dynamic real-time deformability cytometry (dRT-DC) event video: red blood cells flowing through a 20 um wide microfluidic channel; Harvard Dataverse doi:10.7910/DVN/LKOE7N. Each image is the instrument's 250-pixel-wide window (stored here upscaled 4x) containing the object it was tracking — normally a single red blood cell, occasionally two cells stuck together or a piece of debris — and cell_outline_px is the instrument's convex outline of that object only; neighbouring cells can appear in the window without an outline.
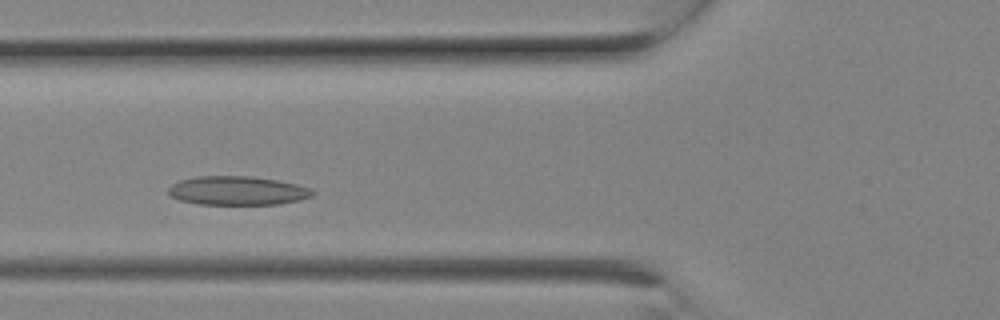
{"species": "Egyptian fruit bat (a non-hibernating species)", "species_latin": "Rousettus aegyptiacus", "temperature_condition": "room temperature", "stored_images_in_passage": 6, "camera_frame_rate_fps": 3000, "um_per_image_px": 0.085, "animal": {"sex": "female"}, "frame": {"image": 1, "passage_image": 5, "time_ms": 1.333, "image_size_px": [1000, 320], "cell_outline_px": [[316, 192], [312, 196], [300, 200], [280, 204], [200, 204], [180, 200], [168, 196], [168, 188], [172, 184], [180, 180], [196, 176], [252, 176], [276, 180], [296, 184], [312, 188]], "centroid_in_image_um": [20.19, 16.2], "position_along_channel_um": 105.6, "area_um2": 24.39}}
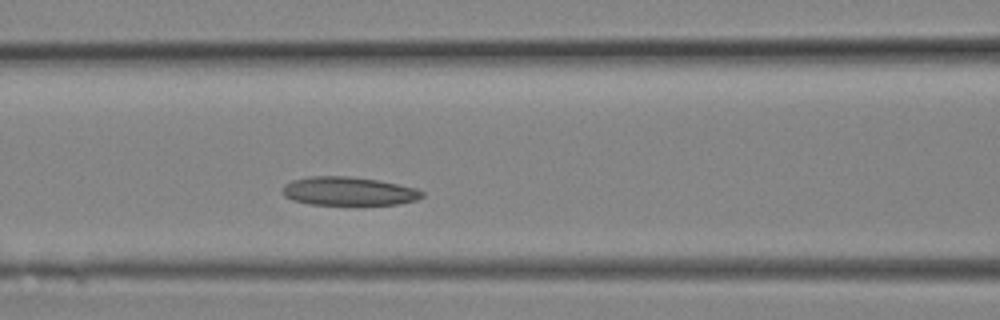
{"frame": {"image": 2, "passage_image": 6, "time_ms": 1.667, "image_size_px": [1000, 320], "cell_outline_px": [[424, 196], [416, 200], [400, 204], [364, 208], [308, 204], [292, 200], [284, 196], [280, 192], [280, 188], [284, 184], [292, 180], [312, 176], [348, 176], [376, 180], [416, 188], [424, 192]], "centroid_in_image_um": [29.62, 16.31], "position_along_channel_um": 137.0, "area_um2": 24.57}}